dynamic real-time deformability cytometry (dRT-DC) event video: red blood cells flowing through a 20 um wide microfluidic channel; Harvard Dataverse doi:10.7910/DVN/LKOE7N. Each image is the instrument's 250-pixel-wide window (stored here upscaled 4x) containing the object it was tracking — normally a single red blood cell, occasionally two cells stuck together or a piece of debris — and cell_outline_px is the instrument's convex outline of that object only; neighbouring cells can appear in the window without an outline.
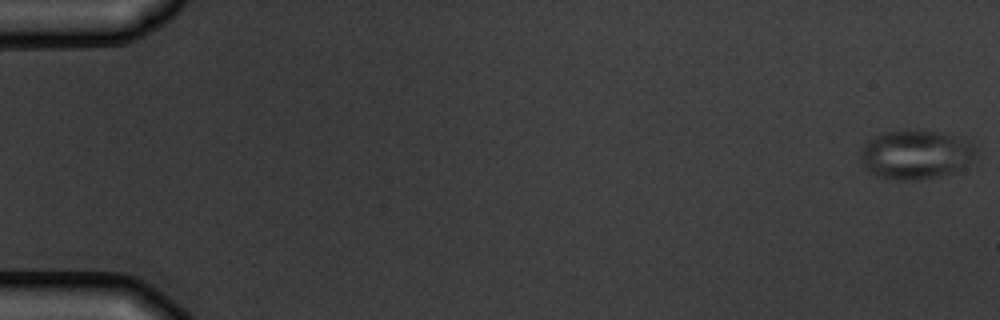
{"species": "common noctule bat (a hibernating species)", "species_latin": "Nyctalus noctula", "temperature_condition": "warm", "stored_images_in_passage": 5, "camera_frame_rate_fps": 3000, "um_per_image_px": 0.085, "animal": {"sex": "male", "body_mass_g": 19.5, "forearm_length_mm": 54.6}, "frame": {"image": 1, "passage_image": 1, "time_ms": 0.0, "image_size_px": [1000, 320], "cell_outline_px": [[976, 156], [968, 164], [952, 172], [940, 176], [916, 180], [900, 180], [880, 176], [868, 172], [860, 160], [860, 152], [864, 144], [876, 136], [884, 132], [908, 128], [932, 132], [976, 140]], "centroid_in_image_um": [77.87, 13.11], "position_along_channel_um": 7.1, "area_um2": 33.35}}